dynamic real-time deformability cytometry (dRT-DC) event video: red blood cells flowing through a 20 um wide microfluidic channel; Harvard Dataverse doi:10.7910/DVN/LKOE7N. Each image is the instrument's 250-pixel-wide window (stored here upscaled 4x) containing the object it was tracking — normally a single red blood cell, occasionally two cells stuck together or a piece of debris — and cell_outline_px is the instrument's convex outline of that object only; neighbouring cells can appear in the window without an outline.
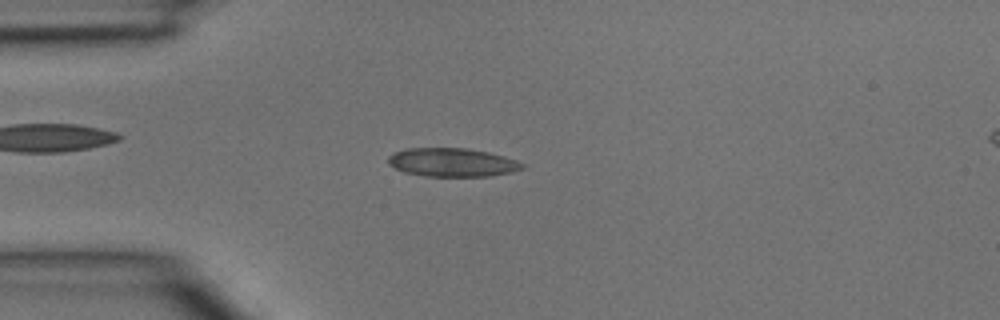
{"species": "common noctule bat (a hibernating species)", "species_latin": "Nyctalus noctula", "temperature_condition": "room temperature", "stored_images_in_passage": 3, "camera_frame_rate_fps": 3000, "um_per_image_px": 0.085, "animal": {"sex": "male", "body_mass_g": 15.6}, "frame": {"image": 1, "passage_image": 3, "time_ms": 0.667, "image_size_px": [1000, 320], "cell_outline_px": [[524, 168], [512, 172], [492, 176], [424, 176], [404, 172], [388, 164], [388, 156], [404, 148], [464, 148], [488, 152], [516, 160], [524, 164]], "centroid_in_image_um": [38.43, 13.8], "position_along_channel_um": 46.6, "area_um2": 22.25}}